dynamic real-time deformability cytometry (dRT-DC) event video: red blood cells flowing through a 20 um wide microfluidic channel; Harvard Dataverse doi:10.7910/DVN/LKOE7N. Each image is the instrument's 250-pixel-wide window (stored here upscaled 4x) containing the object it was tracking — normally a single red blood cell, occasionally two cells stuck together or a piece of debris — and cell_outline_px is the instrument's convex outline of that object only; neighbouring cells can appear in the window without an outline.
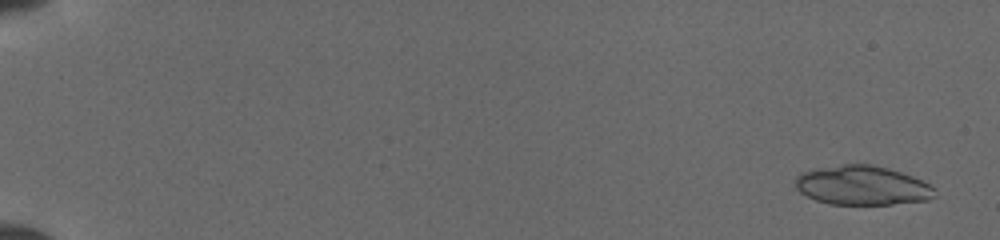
{"species": "common noctule bat (a hibernating species)", "species_latin": "Nyctalus noctula", "temperature_condition": "cold", "stored_images_in_passage": 11, "segment_of_instrument_passage": [1, 2], "camera_frame_rate_fps": 3000, "um_per_image_px": 0.085, "animal": {"sex": "female", "body_mass_g": 19.5, "forearm_length_mm": 54.1}, "frame": {"image": 1, "passage_image": 1, "time_ms": 0.0, "image_size_px": [1000, 240], "cell_outline_px": [[936, 196], [928, 200], [892, 204], [828, 204], [816, 200], [800, 192], [796, 188], [796, 176], [800, 172], [844, 164], [872, 164], [888, 168], [912, 176], [932, 184], [936, 188]], "centroid_in_image_um": [73.34, 15.76], "position_along_channel_um": 11.7, "area_um2": 31.96}}